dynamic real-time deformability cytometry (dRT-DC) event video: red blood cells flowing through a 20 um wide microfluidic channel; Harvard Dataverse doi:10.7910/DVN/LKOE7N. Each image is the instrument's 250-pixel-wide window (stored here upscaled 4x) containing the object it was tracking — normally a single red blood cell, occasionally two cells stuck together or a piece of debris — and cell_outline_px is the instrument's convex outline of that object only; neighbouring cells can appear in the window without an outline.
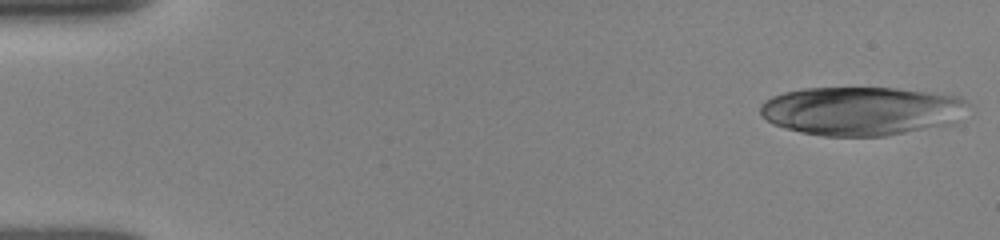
{"species": "human", "species_latin": "Homo sapiens", "temperature_condition": "room temperature", "stored_images_in_passage": 50, "camera_frame_rate_fps": 3000, "um_per_image_px": 0.085, "donor": {"sex": "female"}, "frame": {"image": 1, "passage_image": 1, "time_ms": 0.0, "image_size_px": [1000, 240], "cell_outline_px": [[968, 104], [956, 124], [884, 136], [824, 136], [800, 132], [772, 124], [760, 116], [760, 104], [764, 100], [772, 96], [784, 92], [804, 88], [896, 88], [960, 96]], "centroid_in_image_um": [73.21, 9.43], "position_along_channel_um": 11.8, "area_um2": 59.42}}
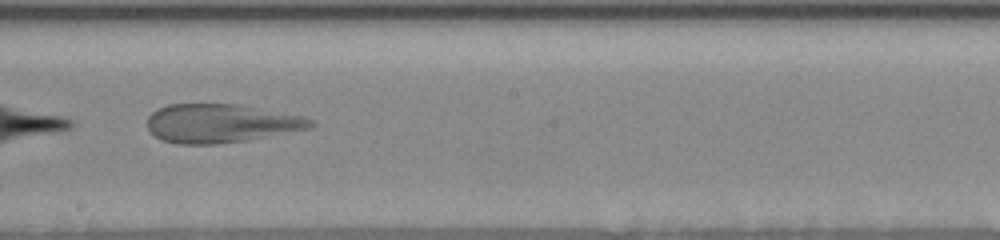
{"frame": {"image": 2, "passage_image": 29, "time_ms": 9.333, "image_size_px": [1000, 240], "cell_outline_px": [[316, 124], [312, 128], [248, 140], [216, 144], [176, 144], [160, 140], [148, 128], [148, 116], [156, 108], [168, 104], [236, 104], [304, 116], [312, 120]], "centroid_in_image_um": [18.77, 10.49], "position_along_channel_um": 229.4, "area_um2": 36.93}}
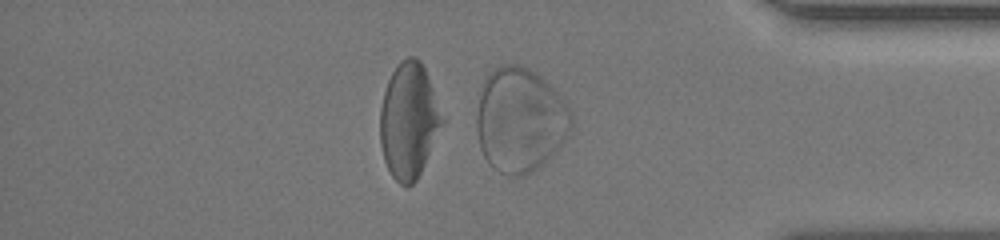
{"frame": {"image": 3, "passage_image": 43, "time_ms": 14.0, "image_size_px": [1000, 240], "cell_outline_px": [[572, 128], [548, 160], [524, 176], [508, 176], [492, 168], [488, 164], [480, 148], [476, 128], [476, 116], [480, 96], [484, 80], [496, 68], [504, 64], [516, 64], [528, 68], [540, 76], [556, 92], [568, 108], [572, 116]], "centroid_in_image_um": [44.18, 10.23], "position_along_channel_um": 391.0, "area_um2": 57.16}}